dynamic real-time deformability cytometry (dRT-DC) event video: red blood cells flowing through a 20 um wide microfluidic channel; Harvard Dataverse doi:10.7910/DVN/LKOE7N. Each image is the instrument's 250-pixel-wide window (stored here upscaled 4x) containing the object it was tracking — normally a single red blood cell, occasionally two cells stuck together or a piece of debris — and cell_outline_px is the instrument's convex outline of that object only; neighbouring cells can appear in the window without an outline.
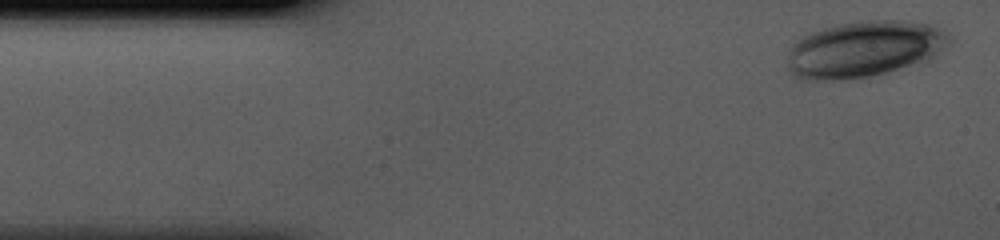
{"species": "human", "species_latin": "Homo sapiens", "temperature_condition": "cold", "stored_images_in_passage": 41, "camera_frame_rate_fps": 3000, "um_per_image_px": 0.085, "donor": {"sex": "male"}, "frame": {"image": 1, "passage_image": 1, "time_ms": 0.0, "image_size_px": [1000, 240], "cell_outline_px": [[952, 40], [932, 60], [924, 64], [868, 76], [840, 80], [800, 80], [788, 68], [788, 56], [792, 44], [796, 40], [812, 32], [824, 28], [840, 24], [868, 20], [904, 20], [928, 24], [948, 32]], "centroid_in_image_um": [73.52, 4.18], "position_along_channel_um": 11.5, "area_um2": 53.47}}
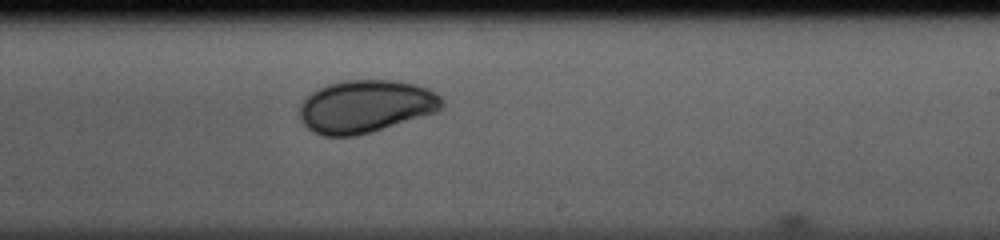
{"frame": {"image": 2, "passage_image": 24, "time_ms": 7.667, "image_size_px": [1000, 240], "cell_outline_px": [[444, 104], [436, 112], [372, 132], [356, 136], [324, 136], [308, 128], [304, 124], [300, 116], [300, 104], [312, 92], [328, 84], [348, 80], [396, 80], [416, 84], [428, 88], [436, 92], [444, 100]], "centroid_in_image_um": [31.12, 9.04], "position_along_channel_um": 257.9, "area_um2": 43.64}}
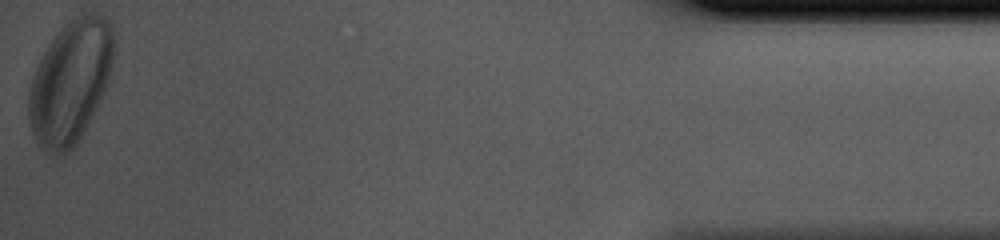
{"frame": {"image": 3, "passage_image": 41, "time_ms": 13.333, "image_size_px": [1000, 240], "cell_outline_px": [[116, 48], [108, 80], [104, 92], [88, 124], [76, 144], [64, 156], [56, 156], [44, 152], [36, 144], [32, 132], [28, 116], [28, 92], [36, 68], [48, 44], [76, 16], [88, 12], [96, 12], [104, 16], [112, 24]], "centroid_in_image_um": [5.99, 7.0], "position_along_channel_um": 429.2, "area_um2": 61.33}}